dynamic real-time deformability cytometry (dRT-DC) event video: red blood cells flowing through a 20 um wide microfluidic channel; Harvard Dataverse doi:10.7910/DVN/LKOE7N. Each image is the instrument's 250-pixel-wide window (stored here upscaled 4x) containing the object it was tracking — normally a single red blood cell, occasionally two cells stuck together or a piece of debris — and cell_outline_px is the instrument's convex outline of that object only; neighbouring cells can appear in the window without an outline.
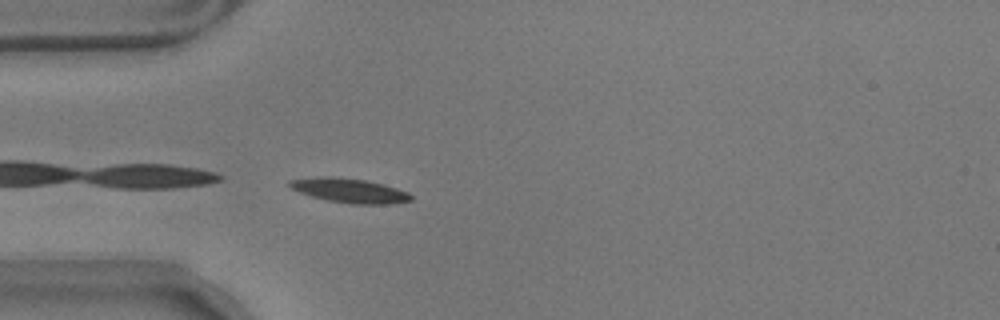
{"species": "common noctule bat (a hibernating species)", "species_latin": "Nyctalus noctula", "temperature_condition": "warm", "stored_images_in_passage": 18, "camera_frame_rate_fps": 3000, "um_per_image_px": 0.085, "animal": {"sex": "male", "body_mass_g": 17.9}, "frame": {"image": 1, "passage_image": 1, "time_ms": 0.0, "image_size_px": [1000, 320], "cell_outline_px": [[412, 200], [388, 204], [352, 204], [328, 200], [312, 196], [300, 192], [292, 188], [288, 184], [288, 180], [320, 176], [332, 176], [364, 180], [396, 188], [408, 192], [412, 196]], "centroid_in_image_um": [29.69, 16.19], "position_along_channel_um": 55.3, "area_um2": 16.99}}